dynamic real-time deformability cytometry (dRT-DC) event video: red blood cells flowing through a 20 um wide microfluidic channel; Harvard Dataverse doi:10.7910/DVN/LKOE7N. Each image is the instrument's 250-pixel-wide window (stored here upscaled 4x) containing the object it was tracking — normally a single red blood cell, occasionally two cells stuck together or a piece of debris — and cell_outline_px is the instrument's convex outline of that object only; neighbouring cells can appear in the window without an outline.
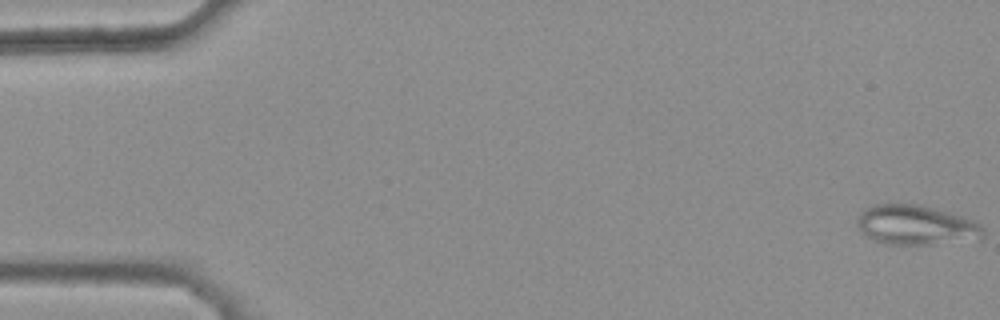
{"species": "common noctule bat (a hibernating species)", "species_latin": "Nyctalus noctula", "temperature_condition": "warm", "stored_images_in_passage": 45, "camera_frame_rate_fps": 3000, "um_per_image_px": 0.085, "animal": {"sex": "female", "body_mass_g": 25.1}, "frame": {"image": 1, "passage_image": 1, "time_ms": 0.0, "image_size_px": [1000, 320], "cell_outline_px": [[984, 236], [980, 240], [932, 244], [884, 244], [872, 240], [864, 236], [860, 232], [856, 224], [856, 220], [860, 212], [864, 208], [876, 204], [916, 204], [948, 212], [960, 216], [980, 224], [984, 228]], "centroid_in_image_um": [77.82, 19.15], "position_along_channel_um": 7.2, "area_um2": 29.42}}
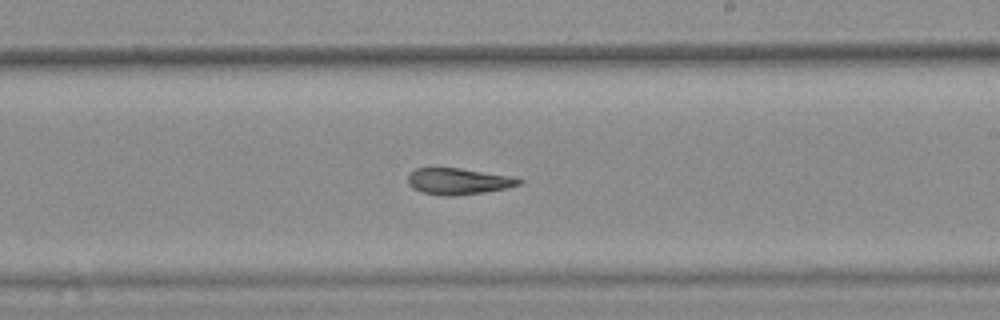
{"frame": {"image": 2, "passage_image": 31, "time_ms": 10.0, "image_size_px": [1000, 320], "cell_outline_px": [[524, 180], [520, 184], [508, 188], [484, 192], [456, 196], [444, 196], [424, 192], [412, 188], [408, 184], [408, 172], [416, 168], [460, 168], [516, 176]], "centroid_in_image_um": [39.0, 15.4], "position_along_channel_um": 250.0, "area_um2": 17.34}}
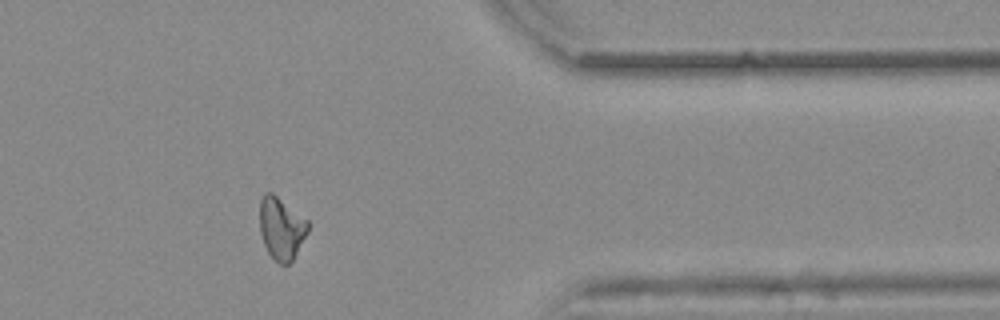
{"frame": {"image": 3, "passage_image": 43, "time_ms": 14.0, "image_size_px": [1000, 320], "cell_outline_px": [[308, 232], [292, 260], [288, 264], [280, 264], [268, 252], [264, 244], [260, 232], [260, 200], [264, 192], [272, 192], [308, 220]], "centroid_in_image_um": [23.91, 19.38], "position_along_channel_um": 387.5, "area_um2": 17.34}, "authors_computed_cell_mechanics": {"area_um2": 18.4382, "velocity_mm_per_s": 3.8842, "shape_relaxation_time_tau1_ms": null, "shape_relaxation_time_tau2_ms": 3.5353, "deformation_change_tau1": null, "deformation_change_tau2": 0.113}}